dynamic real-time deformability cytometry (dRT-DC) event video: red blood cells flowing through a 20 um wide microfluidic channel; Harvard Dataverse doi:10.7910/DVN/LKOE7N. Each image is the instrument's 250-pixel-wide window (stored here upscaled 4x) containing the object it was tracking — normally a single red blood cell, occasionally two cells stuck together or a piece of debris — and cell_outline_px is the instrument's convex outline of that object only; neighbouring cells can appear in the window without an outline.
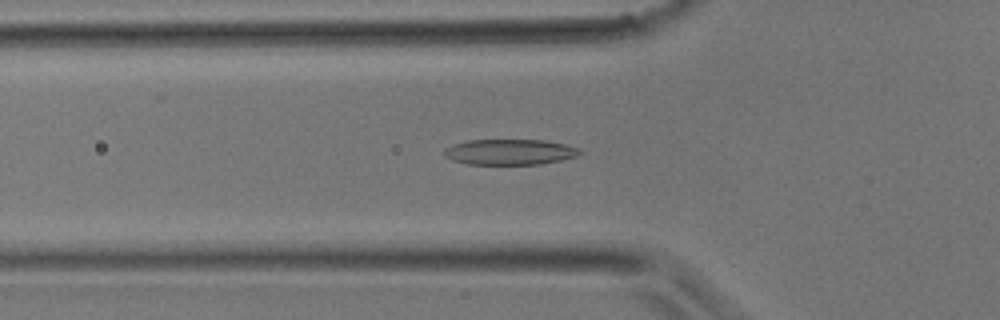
{"species": "common noctule bat (a hibernating species)", "species_latin": "Nyctalus noctula", "temperature_condition": "room temperature", "stored_images_in_passage": 24, "camera_frame_rate_fps": 3000, "um_per_image_px": 0.085, "animal": {"sex": "male", "body_mass_g": 17.9}, "frame": {"image": 1, "passage_image": 2, "time_ms": 0.333, "image_size_px": [1000, 320], "cell_outline_px": [[584, 152], [576, 156], [560, 160], [540, 164], [468, 164], [452, 160], [444, 156], [444, 148], [468, 140], [544, 140], [564, 144], [580, 148]], "centroid_in_image_um": [43.35, 12.92], "position_along_channel_um": 82.5, "area_um2": 20.17}}
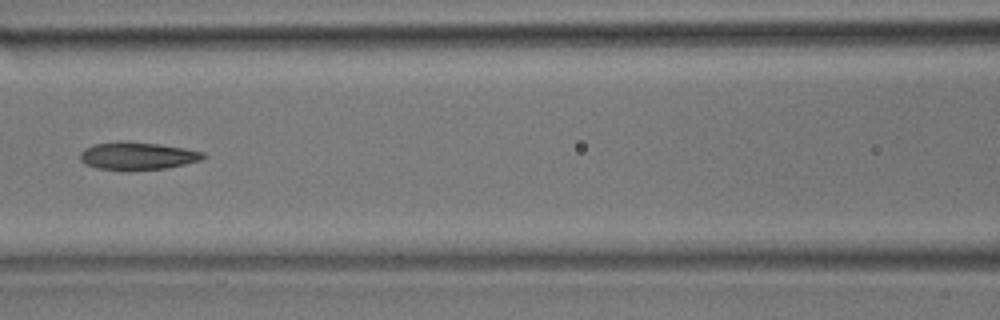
{"frame": {"image": 2, "passage_image": 6, "time_ms": 1.667, "image_size_px": [1000, 320], "cell_outline_px": [[208, 156], [200, 160], [184, 164], [164, 168], [96, 168], [84, 164], [80, 160], [80, 152], [84, 148], [92, 144], [120, 140], [160, 144], [184, 148], [204, 152]], "centroid_in_image_um": [11.66, 13.2], "position_along_channel_um": 154.9, "area_um2": 19.48}}
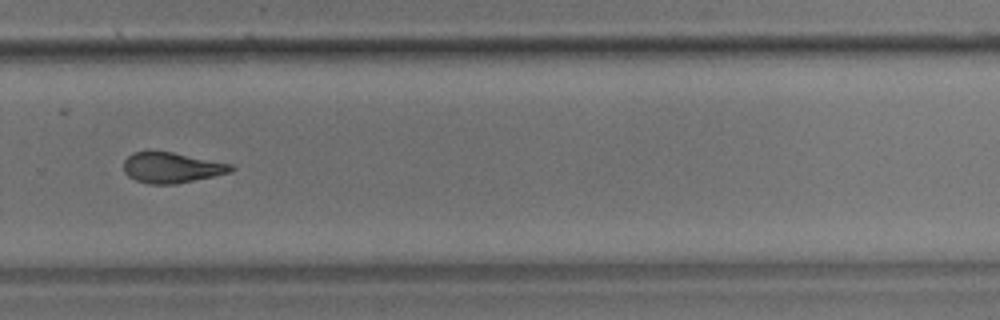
{"frame": {"image": 3, "passage_image": 15, "time_ms": 4.667, "image_size_px": [1000, 320], "cell_outline_px": [[236, 168], [232, 172], [176, 184], [148, 184], [136, 180], [128, 176], [124, 172], [124, 160], [132, 152], [172, 152], [232, 164]], "centroid_in_image_um": [14.6, 14.26], "position_along_channel_um": 315.2, "area_um2": 19.02}}